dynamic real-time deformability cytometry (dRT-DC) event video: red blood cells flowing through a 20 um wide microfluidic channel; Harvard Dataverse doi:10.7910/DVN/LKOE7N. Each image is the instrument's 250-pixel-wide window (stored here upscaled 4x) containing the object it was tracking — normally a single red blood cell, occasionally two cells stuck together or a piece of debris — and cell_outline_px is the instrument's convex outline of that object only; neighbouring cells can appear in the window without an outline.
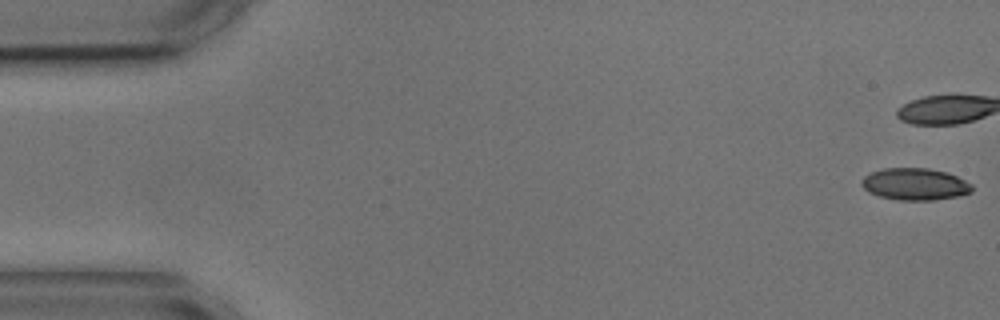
{"species": "common noctule bat (a hibernating species)", "species_latin": "Nyctalus noctula", "temperature_condition": "cold", "stored_images_in_passage": 5, "camera_frame_rate_fps": 3000, "um_per_image_px": 0.085, "animal": {"sex": "male", "body_mass_g": 17.9, "forearm_length_mm": 54.2}, "frame": {"image": 1, "passage_image": 1, "time_ms": 0.0, "image_size_px": [1000, 320], "cell_outline_px": [[972, 192], [956, 196], [932, 200], [900, 200], [880, 196], [868, 192], [860, 184], [860, 180], [864, 176], [872, 172], [884, 168], [928, 168], [948, 172], [972, 184]], "centroid_in_image_um": [77.75, 15.64], "position_along_channel_um": 7.2, "area_um2": 20.52}}